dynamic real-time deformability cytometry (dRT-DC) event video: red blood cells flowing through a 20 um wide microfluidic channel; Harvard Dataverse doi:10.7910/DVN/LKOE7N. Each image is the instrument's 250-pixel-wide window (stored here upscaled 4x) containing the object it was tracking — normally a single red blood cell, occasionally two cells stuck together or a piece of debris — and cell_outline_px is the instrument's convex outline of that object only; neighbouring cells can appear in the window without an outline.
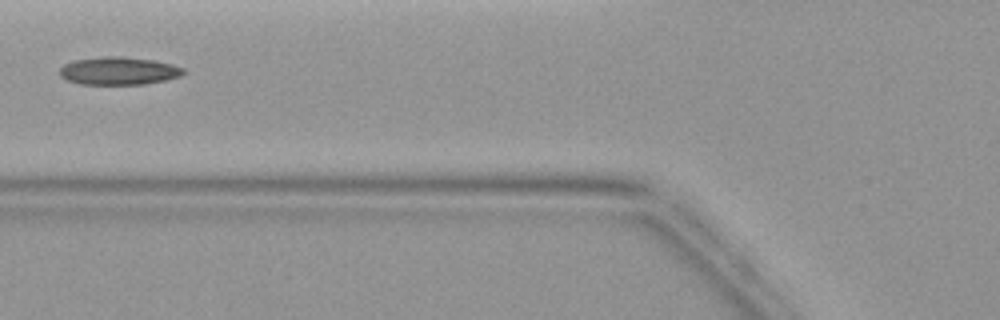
{"species": "common noctule bat (a hibernating species)", "species_latin": "Nyctalus noctula", "temperature_condition": "warm", "stored_images_in_passage": 3, "camera_frame_rate_fps": 3000, "um_per_image_px": 0.085, "animal": {"sex": "female", "body_mass_g": 19.9}, "frame": {"image": 1, "passage_image": 3, "time_ms": 2.333, "image_size_px": [1000, 320], "cell_outline_px": [[184, 72], [180, 76], [164, 80], [144, 84], [80, 84], [68, 80], [60, 76], [60, 68], [64, 64], [76, 60], [104, 56], [120, 56], [156, 60], [172, 64], [184, 68]], "centroid_in_image_um": [10.1, 6.02], "position_along_channel_um": 115.7, "area_um2": 20.0}}